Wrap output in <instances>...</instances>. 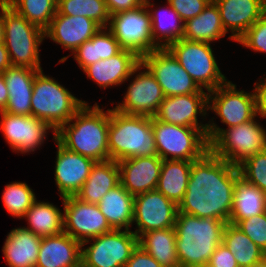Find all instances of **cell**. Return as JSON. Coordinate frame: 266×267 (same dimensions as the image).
Segmentation results:
<instances>
[{"mask_svg":"<svg viewBox=\"0 0 266 267\" xmlns=\"http://www.w3.org/2000/svg\"><path fill=\"white\" fill-rule=\"evenodd\" d=\"M64 232L83 243L87 240L111 232L98 204L86 203L75 196L62 198Z\"/></svg>","mask_w":266,"mask_h":267,"instance_id":"cell-14","label":"cell"},{"mask_svg":"<svg viewBox=\"0 0 266 267\" xmlns=\"http://www.w3.org/2000/svg\"><path fill=\"white\" fill-rule=\"evenodd\" d=\"M227 223L214 218L177 213L176 251L180 267H205L216 247L222 243Z\"/></svg>","mask_w":266,"mask_h":267,"instance_id":"cell-3","label":"cell"},{"mask_svg":"<svg viewBox=\"0 0 266 267\" xmlns=\"http://www.w3.org/2000/svg\"><path fill=\"white\" fill-rule=\"evenodd\" d=\"M251 267H266V259L263 260L261 263H258L256 265H252Z\"/></svg>","mask_w":266,"mask_h":267,"instance_id":"cell-52","label":"cell"},{"mask_svg":"<svg viewBox=\"0 0 266 267\" xmlns=\"http://www.w3.org/2000/svg\"><path fill=\"white\" fill-rule=\"evenodd\" d=\"M109 160L157 156L152 118L128 115L110 109L108 127Z\"/></svg>","mask_w":266,"mask_h":267,"instance_id":"cell-4","label":"cell"},{"mask_svg":"<svg viewBox=\"0 0 266 267\" xmlns=\"http://www.w3.org/2000/svg\"><path fill=\"white\" fill-rule=\"evenodd\" d=\"M178 205L157 189L134 196L133 231L137 237L150 230L174 228Z\"/></svg>","mask_w":266,"mask_h":267,"instance_id":"cell-15","label":"cell"},{"mask_svg":"<svg viewBox=\"0 0 266 267\" xmlns=\"http://www.w3.org/2000/svg\"><path fill=\"white\" fill-rule=\"evenodd\" d=\"M30 23L45 30L57 12L58 0H5Z\"/></svg>","mask_w":266,"mask_h":267,"instance_id":"cell-38","label":"cell"},{"mask_svg":"<svg viewBox=\"0 0 266 267\" xmlns=\"http://www.w3.org/2000/svg\"><path fill=\"white\" fill-rule=\"evenodd\" d=\"M41 70L27 67L10 66L4 76L9 99L3 110L13 115H31V96L35 75Z\"/></svg>","mask_w":266,"mask_h":267,"instance_id":"cell-25","label":"cell"},{"mask_svg":"<svg viewBox=\"0 0 266 267\" xmlns=\"http://www.w3.org/2000/svg\"><path fill=\"white\" fill-rule=\"evenodd\" d=\"M9 99L7 85L2 73H0V111L6 108Z\"/></svg>","mask_w":266,"mask_h":267,"instance_id":"cell-48","label":"cell"},{"mask_svg":"<svg viewBox=\"0 0 266 267\" xmlns=\"http://www.w3.org/2000/svg\"><path fill=\"white\" fill-rule=\"evenodd\" d=\"M167 49L201 89L205 88L209 92L227 82L214 57L211 43L182 38Z\"/></svg>","mask_w":266,"mask_h":267,"instance_id":"cell-9","label":"cell"},{"mask_svg":"<svg viewBox=\"0 0 266 267\" xmlns=\"http://www.w3.org/2000/svg\"><path fill=\"white\" fill-rule=\"evenodd\" d=\"M28 227H24L40 237L58 235L64 232L63 212L49 202L36 200L24 215Z\"/></svg>","mask_w":266,"mask_h":267,"instance_id":"cell-34","label":"cell"},{"mask_svg":"<svg viewBox=\"0 0 266 267\" xmlns=\"http://www.w3.org/2000/svg\"><path fill=\"white\" fill-rule=\"evenodd\" d=\"M163 160L159 156L118 161L120 184L133 196L157 188Z\"/></svg>","mask_w":266,"mask_h":267,"instance_id":"cell-21","label":"cell"},{"mask_svg":"<svg viewBox=\"0 0 266 267\" xmlns=\"http://www.w3.org/2000/svg\"><path fill=\"white\" fill-rule=\"evenodd\" d=\"M57 11L67 16H84L107 28L110 14L105 0H58Z\"/></svg>","mask_w":266,"mask_h":267,"instance_id":"cell-37","label":"cell"},{"mask_svg":"<svg viewBox=\"0 0 266 267\" xmlns=\"http://www.w3.org/2000/svg\"><path fill=\"white\" fill-rule=\"evenodd\" d=\"M236 226L266 253V212L243 219Z\"/></svg>","mask_w":266,"mask_h":267,"instance_id":"cell-41","label":"cell"},{"mask_svg":"<svg viewBox=\"0 0 266 267\" xmlns=\"http://www.w3.org/2000/svg\"><path fill=\"white\" fill-rule=\"evenodd\" d=\"M237 167L244 180L266 193V150L247 158Z\"/></svg>","mask_w":266,"mask_h":267,"instance_id":"cell-40","label":"cell"},{"mask_svg":"<svg viewBox=\"0 0 266 267\" xmlns=\"http://www.w3.org/2000/svg\"><path fill=\"white\" fill-rule=\"evenodd\" d=\"M229 39L238 41L266 13V0H213Z\"/></svg>","mask_w":266,"mask_h":267,"instance_id":"cell-22","label":"cell"},{"mask_svg":"<svg viewBox=\"0 0 266 267\" xmlns=\"http://www.w3.org/2000/svg\"><path fill=\"white\" fill-rule=\"evenodd\" d=\"M110 109L104 111L97 103L86 102L56 131V140L66 149L91 158L95 162L109 160L108 127Z\"/></svg>","mask_w":266,"mask_h":267,"instance_id":"cell-2","label":"cell"},{"mask_svg":"<svg viewBox=\"0 0 266 267\" xmlns=\"http://www.w3.org/2000/svg\"><path fill=\"white\" fill-rule=\"evenodd\" d=\"M55 182L61 198L75 196L89 177L95 161L62 146L56 139Z\"/></svg>","mask_w":266,"mask_h":267,"instance_id":"cell-19","label":"cell"},{"mask_svg":"<svg viewBox=\"0 0 266 267\" xmlns=\"http://www.w3.org/2000/svg\"><path fill=\"white\" fill-rule=\"evenodd\" d=\"M192 162L185 160H163L157 190L176 205L185 195Z\"/></svg>","mask_w":266,"mask_h":267,"instance_id":"cell-32","label":"cell"},{"mask_svg":"<svg viewBox=\"0 0 266 267\" xmlns=\"http://www.w3.org/2000/svg\"><path fill=\"white\" fill-rule=\"evenodd\" d=\"M137 245L133 231L113 229L81 243V267H124Z\"/></svg>","mask_w":266,"mask_h":267,"instance_id":"cell-10","label":"cell"},{"mask_svg":"<svg viewBox=\"0 0 266 267\" xmlns=\"http://www.w3.org/2000/svg\"><path fill=\"white\" fill-rule=\"evenodd\" d=\"M167 7L149 10L152 38L160 49L168 48L172 43L183 38L184 21L169 3Z\"/></svg>","mask_w":266,"mask_h":267,"instance_id":"cell-36","label":"cell"},{"mask_svg":"<svg viewBox=\"0 0 266 267\" xmlns=\"http://www.w3.org/2000/svg\"><path fill=\"white\" fill-rule=\"evenodd\" d=\"M142 5H147L148 8L154 7V3H151V0H139Z\"/></svg>","mask_w":266,"mask_h":267,"instance_id":"cell-51","label":"cell"},{"mask_svg":"<svg viewBox=\"0 0 266 267\" xmlns=\"http://www.w3.org/2000/svg\"><path fill=\"white\" fill-rule=\"evenodd\" d=\"M36 199L35 193L25 182L7 184L2 193L3 204L8 213L22 219Z\"/></svg>","mask_w":266,"mask_h":267,"instance_id":"cell-39","label":"cell"},{"mask_svg":"<svg viewBox=\"0 0 266 267\" xmlns=\"http://www.w3.org/2000/svg\"><path fill=\"white\" fill-rule=\"evenodd\" d=\"M240 177L237 166L208 150L192 161L188 185L178 212L229 222L234 186Z\"/></svg>","mask_w":266,"mask_h":267,"instance_id":"cell-1","label":"cell"},{"mask_svg":"<svg viewBox=\"0 0 266 267\" xmlns=\"http://www.w3.org/2000/svg\"><path fill=\"white\" fill-rule=\"evenodd\" d=\"M255 52L266 53V13L237 41Z\"/></svg>","mask_w":266,"mask_h":267,"instance_id":"cell-42","label":"cell"},{"mask_svg":"<svg viewBox=\"0 0 266 267\" xmlns=\"http://www.w3.org/2000/svg\"><path fill=\"white\" fill-rule=\"evenodd\" d=\"M138 245L163 267H180L174 228L147 231L138 237Z\"/></svg>","mask_w":266,"mask_h":267,"instance_id":"cell-31","label":"cell"},{"mask_svg":"<svg viewBox=\"0 0 266 267\" xmlns=\"http://www.w3.org/2000/svg\"><path fill=\"white\" fill-rule=\"evenodd\" d=\"M141 58L133 51L122 49L118 54L105 60H99L83 69L87 78H91L101 88L120 86L136 74Z\"/></svg>","mask_w":266,"mask_h":267,"instance_id":"cell-23","label":"cell"},{"mask_svg":"<svg viewBox=\"0 0 266 267\" xmlns=\"http://www.w3.org/2000/svg\"><path fill=\"white\" fill-rule=\"evenodd\" d=\"M124 267H163L139 245L132 251L130 259Z\"/></svg>","mask_w":266,"mask_h":267,"instance_id":"cell-45","label":"cell"},{"mask_svg":"<svg viewBox=\"0 0 266 267\" xmlns=\"http://www.w3.org/2000/svg\"><path fill=\"white\" fill-rule=\"evenodd\" d=\"M4 44L12 66L42 70L39 45L45 39L44 30L30 23L3 1Z\"/></svg>","mask_w":266,"mask_h":267,"instance_id":"cell-7","label":"cell"},{"mask_svg":"<svg viewBox=\"0 0 266 267\" xmlns=\"http://www.w3.org/2000/svg\"><path fill=\"white\" fill-rule=\"evenodd\" d=\"M208 110L214 111L228 128L238 126L257 117L255 92L237 90L227 81L208 92Z\"/></svg>","mask_w":266,"mask_h":267,"instance_id":"cell-13","label":"cell"},{"mask_svg":"<svg viewBox=\"0 0 266 267\" xmlns=\"http://www.w3.org/2000/svg\"><path fill=\"white\" fill-rule=\"evenodd\" d=\"M222 243L234 255L239 267H251L266 259V253L235 224L225 225Z\"/></svg>","mask_w":266,"mask_h":267,"instance_id":"cell-35","label":"cell"},{"mask_svg":"<svg viewBox=\"0 0 266 267\" xmlns=\"http://www.w3.org/2000/svg\"><path fill=\"white\" fill-rule=\"evenodd\" d=\"M152 129L157 156L162 160L192 162L200 159L209 150L207 136L198 128L173 125L153 117Z\"/></svg>","mask_w":266,"mask_h":267,"instance_id":"cell-8","label":"cell"},{"mask_svg":"<svg viewBox=\"0 0 266 267\" xmlns=\"http://www.w3.org/2000/svg\"><path fill=\"white\" fill-rule=\"evenodd\" d=\"M105 2L110 16L137 9L142 5L139 0H105Z\"/></svg>","mask_w":266,"mask_h":267,"instance_id":"cell-46","label":"cell"},{"mask_svg":"<svg viewBox=\"0 0 266 267\" xmlns=\"http://www.w3.org/2000/svg\"><path fill=\"white\" fill-rule=\"evenodd\" d=\"M216 3L211 0L204 10L184 22L183 39L211 43L226 36Z\"/></svg>","mask_w":266,"mask_h":267,"instance_id":"cell-29","label":"cell"},{"mask_svg":"<svg viewBox=\"0 0 266 267\" xmlns=\"http://www.w3.org/2000/svg\"><path fill=\"white\" fill-rule=\"evenodd\" d=\"M208 92L165 97L156 115L157 120L200 129L207 136L208 123H198V116L208 114Z\"/></svg>","mask_w":266,"mask_h":267,"instance_id":"cell-18","label":"cell"},{"mask_svg":"<svg viewBox=\"0 0 266 267\" xmlns=\"http://www.w3.org/2000/svg\"><path fill=\"white\" fill-rule=\"evenodd\" d=\"M42 237L24 228L12 229L2 252L9 267H35Z\"/></svg>","mask_w":266,"mask_h":267,"instance_id":"cell-26","label":"cell"},{"mask_svg":"<svg viewBox=\"0 0 266 267\" xmlns=\"http://www.w3.org/2000/svg\"><path fill=\"white\" fill-rule=\"evenodd\" d=\"M211 0H167L185 22L198 16Z\"/></svg>","mask_w":266,"mask_h":267,"instance_id":"cell-43","label":"cell"},{"mask_svg":"<svg viewBox=\"0 0 266 267\" xmlns=\"http://www.w3.org/2000/svg\"><path fill=\"white\" fill-rule=\"evenodd\" d=\"M122 48L108 28H101L90 40L85 41L72 54L83 70L99 60H105L118 54Z\"/></svg>","mask_w":266,"mask_h":267,"instance_id":"cell-33","label":"cell"},{"mask_svg":"<svg viewBox=\"0 0 266 267\" xmlns=\"http://www.w3.org/2000/svg\"><path fill=\"white\" fill-rule=\"evenodd\" d=\"M209 267H239L234 255L224 243L219 244L208 262Z\"/></svg>","mask_w":266,"mask_h":267,"instance_id":"cell-44","label":"cell"},{"mask_svg":"<svg viewBox=\"0 0 266 267\" xmlns=\"http://www.w3.org/2000/svg\"><path fill=\"white\" fill-rule=\"evenodd\" d=\"M0 115V130L13 152L24 154L35 151L44 143L47 130H52L53 139H56V131L47 122L32 115H13L4 111H0Z\"/></svg>","mask_w":266,"mask_h":267,"instance_id":"cell-17","label":"cell"},{"mask_svg":"<svg viewBox=\"0 0 266 267\" xmlns=\"http://www.w3.org/2000/svg\"><path fill=\"white\" fill-rule=\"evenodd\" d=\"M259 82L254 83L253 89L256 97V114L260 115V118H266V78Z\"/></svg>","mask_w":266,"mask_h":267,"instance_id":"cell-47","label":"cell"},{"mask_svg":"<svg viewBox=\"0 0 266 267\" xmlns=\"http://www.w3.org/2000/svg\"><path fill=\"white\" fill-rule=\"evenodd\" d=\"M107 28L122 49L131 50L140 58L160 49L152 38L151 16L147 5L112 15Z\"/></svg>","mask_w":266,"mask_h":267,"instance_id":"cell-11","label":"cell"},{"mask_svg":"<svg viewBox=\"0 0 266 267\" xmlns=\"http://www.w3.org/2000/svg\"><path fill=\"white\" fill-rule=\"evenodd\" d=\"M141 69L145 70L141 72ZM136 72L122 103H118L114 109L128 115L153 118L165 96L156 78L141 63L136 67Z\"/></svg>","mask_w":266,"mask_h":267,"instance_id":"cell-16","label":"cell"},{"mask_svg":"<svg viewBox=\"0 0 266 267\" xmlns=\"http://www.w3.org/2000/svg\"><path fill=\"white\" fill-rule=\"evenodd\" d=\"M85 103L54 78L44 75L43 70L35 75L31 115L47 122L55 131L68 123Z\"/></svg>","mask_w":266,"mask_h":267,"instance_id":"cell-6","label":"cell"},{"mask_svg":"<svg viewBox=\"0 0 266 267\" xmlns=\"http://www.w3.org/2000/svg\"><path fill=\"white\" fill-rule=\"evenodd\" d=\"M102 27L84 16H67L58 11L44 30L45 38H50L72 53L85 41L90 40Z\"/></svg>","mask_w":266,"mask_h":267,"instance_id":"cell-20","label":"cell"},{"mask_svg":"<svg viewBox=\"0 0 266 267\" xmlns=\"http://www.w3.org/2000/svg\"><path fill=\"white\" fill-rule=\"evenodd\" d=\"M0 44L4 43L3 2H0Z\"/></svg>","mask_w":266,"mask_h":267,"instance_id":"cell-50","label":"cell"},{"mask_svg":"<svg viewBox=\"0 0 266 267\" xmlns=\"http://www.w3.org/2000/svg\"><path fill=\"white\" fill-rule=\"evenodd\" d=\"M213 119L208 122L207 140L209 150L215 156L238 166L247 158L266 150V129L257 123L255 117L227 129L218 127Z\"/></svg>","mask_w":266,"mask_h":267,"instance_id":"cell-5","label":"cell"},{"mask_svg":"<svg viewBox=\"0 0 266 267\" xmlns=\"http://www.w3.org/2000/svg\"><path fill=\"white\" fill-rule=\"evenodd\" d=\"M141 64L156 78L165 97L206 93L167 48L142 56Z\"/></svg>","mask_w":266,"mask_h":267,"instance_id":"cell-12","label":"cell"},{"mask_svg":"<svg viewBox=\"0 0 266 267\" xmlns=\"http://www.w3.org/2000/svg\"><path fill=\"white\" fill-rule=\"evenodd\" d=\"M98 206L112 229L131 230L134 196L120 183L102 197Z\"/></svg>","mask_w":266,"mask_h":267,"instance_id":"cell-28","label":"cell"},{"mask_svg":"<svg viewBox=\"0 0 266 267\" xmlns=\"http://www.w3.org/2000/svg\"><path fill=\"white\" fill-rule=\"evenodd\" d=\"M119 183L118 162L111 159L95 162L89 177L75 197L86 203L98 204L102 197Z\"/></svg>","mask_w":266,"mask_h":267,"instance_id":"cell-27","label":"cell"},{"mask_svg":"<svg viewBox=\"0 0 266 267\" xmlns=\"http://www.w3.org/2000/svg\"><path fill=\"white\" fill-rule=\"evenodd\" d=\"M265 212L266 193L240 176L234 186L233 206L229 223L236 225L243 219Z\"/></svg>","mask_w":266,"mask_h":267,"instance_id":"cell-30","label":"cell"},{"mask_svg":"<svg viewBox=\"0 0 266 267\" xmlns=\"http://www.w3.org/2000/svg\"><path fill=\"white\" fill-rule=\"evenodd\" d=\"M35 267H81V243L66 232L42 237Z\"/></svg>","mask_w":266,"mask_h":267,"instance_id":"cell-24","label":"cell"},{"mask_svg":"<svg viewBox=\"0 0 266 267\" xmlns=\"http://www.w3.org/2000/svg\"><path fill=\"white\" fill-rule=\"evenodd\" d=\"M12 66L9 53L4 43L0 44V73H3L8 67Z\"/></svg>","mask_w":266,"mask_h":267,"instance_id":"cell-49","label":"cell"}]
</instances>
